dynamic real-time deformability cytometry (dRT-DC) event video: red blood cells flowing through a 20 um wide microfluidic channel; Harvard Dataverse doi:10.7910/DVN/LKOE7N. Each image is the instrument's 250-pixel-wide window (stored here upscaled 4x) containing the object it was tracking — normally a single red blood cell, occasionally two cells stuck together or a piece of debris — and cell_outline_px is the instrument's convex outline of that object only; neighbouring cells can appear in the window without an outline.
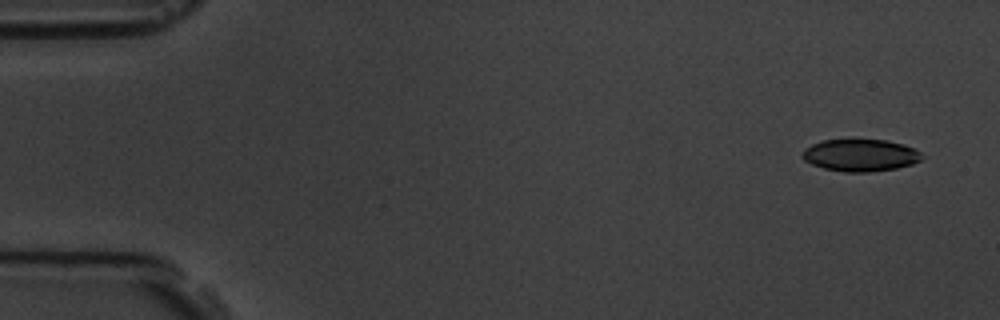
{"species": "common noctule bat (a hibernating species)", "species_latin": "Nyctalus noctula", "temperature_condition": "room temperature", "stored_images_in_passage": 6, "camera_frame_rate_fps": 3000, "um_per_image_px": 0.085, "animal": {"sex": "male", "body_mass_g": 19.5, "forearm_length_mm": 54.6}, "frame": {"image": 1, "passage_image": 1, "time_ms": 0.0, "image_size_px": [1000, 320], "cell_outline_px": [[924, 156], [920, 160], [912, 164], [896, 168], [868, 172], [844, 172], [824, 168], [812, 164], [804, 160], [800, 156], [812, 144], [824, 140], [848, 136], [852, 136], [888, 140], [904, 144], [916, 148]], "centroid_in_image_um": [73.15, 13.13], "position_along_channel_um": 11.8, "area_um2": 23.29}}
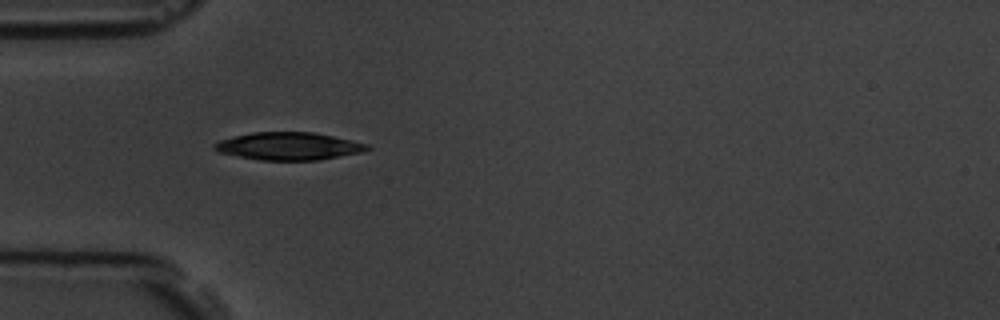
{"frame": {"image": 2, "passage_image": 5, "time_ms": 4.667, "image_size_px": [1000, 320], "cell_outline_px": [[372, 148], [360, 152], [320, 160], [260, 160], [220, 152], [212, 148], [212, 144], [220, 140], [232, 136], [252, 132], [312, 132], [352, 140], [368, 144]], "centroid_in_image_um": [24.52, 12.42], "position_along_channel_um": 60.5, "area_um2": 24.51}}
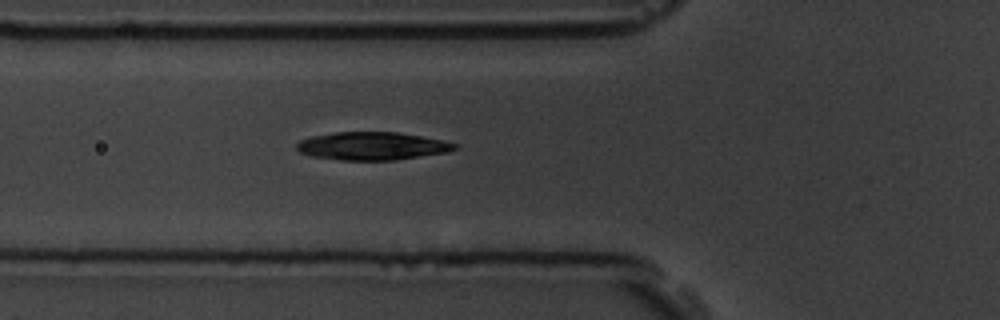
{"frame": {"image": 3, "passage_image": 6, "time_ms": 5.667, "image_size_px": [1000, 320], "cell_outline_px": [[460, 148], [444, 152], [396, 160], [340, 160], [312, 156], [300, 152], [296, 148], [296, 144], [300, 140], [308, 136], [336, 132], [396, 132], [420, 136], [460, 144]], "centroid_in_image_um": [31.6, 12.41], "position_along_channel_um": 94.2, "area_um2": 25.72}}